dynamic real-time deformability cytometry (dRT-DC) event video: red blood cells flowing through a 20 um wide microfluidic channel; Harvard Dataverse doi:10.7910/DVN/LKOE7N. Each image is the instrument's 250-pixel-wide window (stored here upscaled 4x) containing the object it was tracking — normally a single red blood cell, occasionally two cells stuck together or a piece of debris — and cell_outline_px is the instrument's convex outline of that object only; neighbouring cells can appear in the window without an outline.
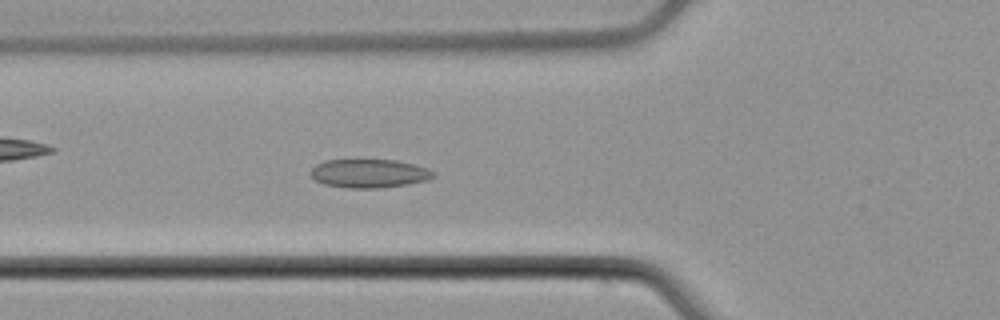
{"species": "common noctule bat (a hibernating species)", "species_latin": "Nyctalus noctula", "temperature_condition": "cold", "stored_images_in_passage": 53, "camera_frame_rate_fps": 3000, "um_per_image_px": 0.085, "animal": {"sex": "male", "body_mass_g": 21.5, "forearm_length_mm": 52.0}, "frame": {"image": 1, "passage_image": 20, "time_ms": 6.333, "image_size_px": [1000, 320], "cell_outline_px": [[436, 176], [428, 180], [408, 184], [380, 188], [348, 188], [324, 184], [312, 180], [308, 172], [316, 164], [324, 160], [356, 156], [396, 160], [428, 168], [436, 172]], "centroid_in_image_um": [31.31, 14.69], "position_along_channel_um": 94.5, "area_um2": 21.79}}
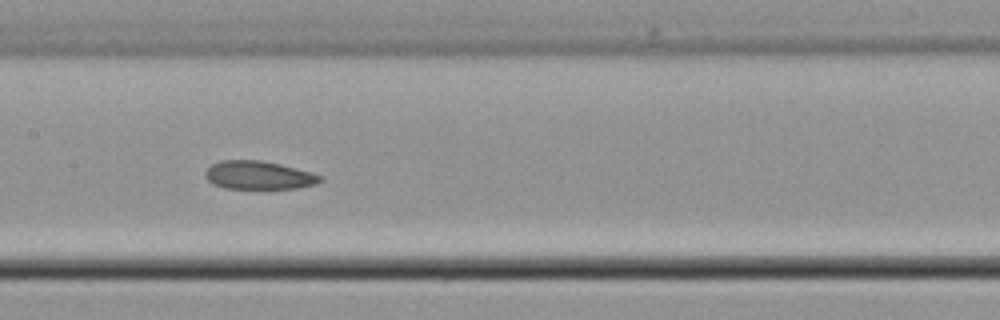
{"frame": {"image": 2, "passage_image": 27, "time_ms": 8.667, "image_size_px": [1000, 320], "cell_outline_px": [[324, 180], [316, 184], [296, 188], [224, 188], [212, 184], [204, 176], [204, 172], [212, 164], [220, 160], [260, 160], [280, 164], [308, 172], [320, 176]], "centroid_in_image_um": [21.93, 14.89], "position_along_channel_um": 185.5, "area_um2": 18.79}}
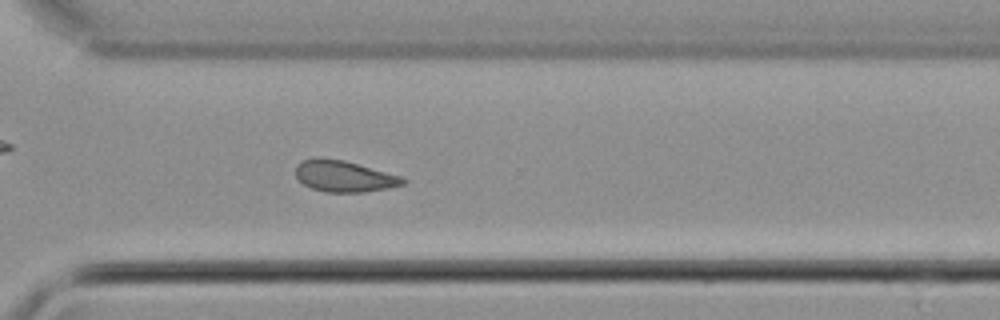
{"frame": {"image": 3, "passage_image": 39, "time_ms": 12.667, "image_size_px": [1000, 320], "cell_outline_px": [[408, 180], [404, 184], [388, 188], [364, 192], [324, 192], [312, 188], [304, 184], [296, 176], [296, 164], [304, 160], [316, 156], [344, 160], [404, 176]], "centroid_in_image_um": [29.28, 14.97], "position_along_channel_um": 341.3, "area_um2": 19.83}, "authors_computed_cell_mechanics": {"area_um2": 19.8254, "velocity_mm_per_s": 3.8945, "shape_relaxation_time_tau1_ms": null, "shape_relaxation_time_tau2_ms": 2.1937, "deformation_change_tau1": null, "deformation_change_tau2": 0.0635}}